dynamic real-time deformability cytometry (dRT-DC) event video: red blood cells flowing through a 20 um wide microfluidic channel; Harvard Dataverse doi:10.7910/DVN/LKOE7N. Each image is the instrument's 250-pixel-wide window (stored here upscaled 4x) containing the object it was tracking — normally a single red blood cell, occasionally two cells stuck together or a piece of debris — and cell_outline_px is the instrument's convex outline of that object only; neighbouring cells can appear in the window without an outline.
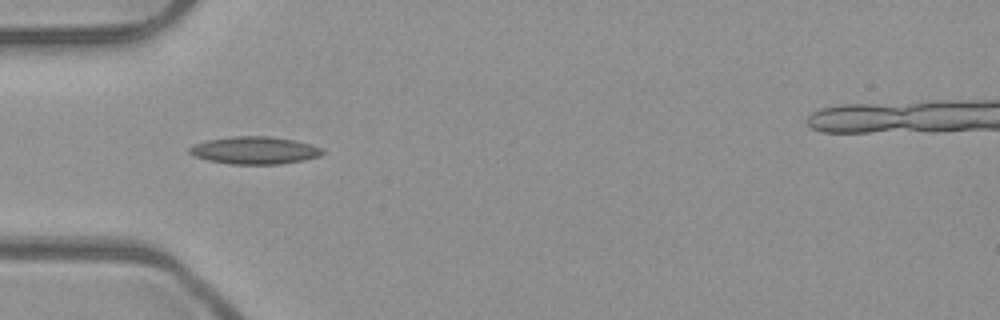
{"species": "common noctule bat (a hibernating species)", "species_latin": "Nyctalus noctula", "temperature_condition": "room temperature", "stored_images_in_passage": 4, "camera_frame_rate_fps": 3000, "um_per_image_px": 0.085, "animal": {"sex": "male", "body_mass_g": 23.1, "forearm_length_mm": 52.7}, "frame": {"image": 1, "passage_image": 4, "time_ms": 1.0, "image_size_px": [1000, 320], "cell_outline_px": [[324, 152], [320, 156], [304, 160], [280, 164], [228, 164], [208, 160], [192, 156], [188, 152], [188, 148], [192, 144], [208, 140], [232, 136], [272, 136], [296, 140], [312, 144], [320, 148]], "centroid_in_image_um": [21.62, 12.77], "position_along_channel_um": 63.4, "area_um2": 21.56}}